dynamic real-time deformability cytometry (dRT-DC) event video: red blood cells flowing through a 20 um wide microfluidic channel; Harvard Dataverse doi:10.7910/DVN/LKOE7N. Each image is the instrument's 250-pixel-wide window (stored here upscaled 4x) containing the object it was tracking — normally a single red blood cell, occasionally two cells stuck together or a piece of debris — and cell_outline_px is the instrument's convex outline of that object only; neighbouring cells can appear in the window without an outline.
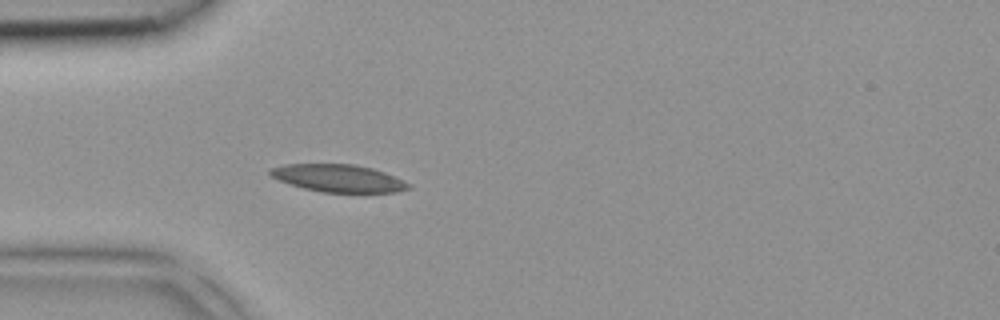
{"species": "common noctule bat (a hibernating species)", "species_latin": "Nyctalus noctula", "temperature_condition": "room temperature", "stored_images_in_passage": 2, "camera_frame_rate_fps": 3000, "um_per_image_px": 0.085, "animal": {"sex": "female", "body_mass_g": 18.4}, "frame": {"image": 1, "passage_image": 2, "time_ms": 0.333, "image_size_px": [1000, 320], "cell_outline_px": [[412, 188], [396, 192], [320, 192], [304, 188], [268, 176], [268, 168], [284, 164], [352, 164], [372, 168], [384, 172], [412, 184]], "centroid_in_image_um": [28.75, 15.14], "position_along_channel_um": 56.3, "area_um2": 22.2}}